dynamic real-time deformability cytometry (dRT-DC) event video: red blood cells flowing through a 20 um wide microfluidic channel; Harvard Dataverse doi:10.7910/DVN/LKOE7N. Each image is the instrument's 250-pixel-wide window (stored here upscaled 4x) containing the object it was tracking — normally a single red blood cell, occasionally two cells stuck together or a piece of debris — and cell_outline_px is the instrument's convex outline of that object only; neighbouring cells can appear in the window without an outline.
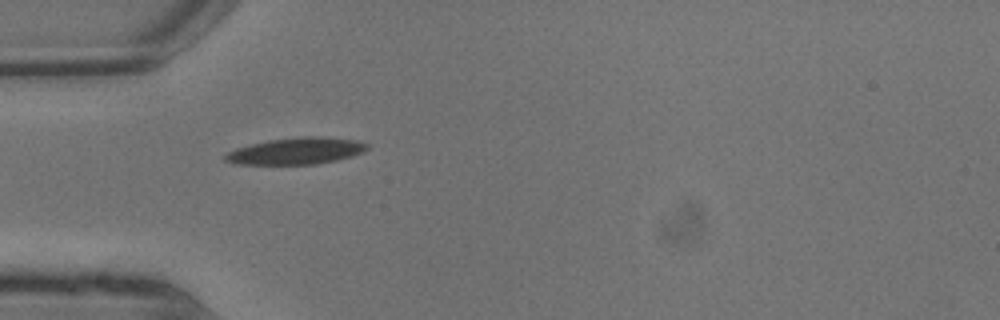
{"species": "common noctule bat (a hibernating species)", "species_latin": "Nyctalus noctula", "temperature_condition": "warm", "stored_images_in_passage": 2, "camera_frame_rate_fps": 3000, "um_per_image_px": 0.085, "animal": {"sex": "male", "body_mass_g": 13.3}, "frame": {"image": 1, "passage_image": 1, "time_ms": 0.0, "image_size_px": [1000, 320], "cell_outline_px": [[368, 148], [364, 152], [352, 156], [336, 160], [316, 164], [232, 164], [224, 160], [224, 156], [228, 152], [236, 148], [268, 140], [300, 136], [320, 136], [356, 140], [368, 144]], "centroid_in_image_um": [25.18, 12.83], "position_along_channel_um": 59.8, "area_um2": 22.08}}
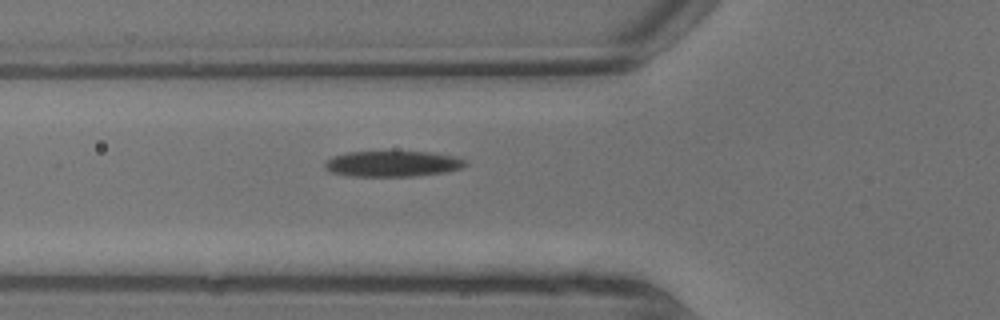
{"frame": {"image": 2, "passage_image": 2, "time_ms": 0.333, "image_size_px": [1000, 320], "cell_outline_px": [[468, 164], [460, 168], [444, 172], [416, 176], [348, 176], [328, 172], [324, 168], [324, 160], [332, 156], [348, 152], [432, 152], [456, 156], [468, 160]], "centroid_in_image_um": [33.34, 13.92], "position_along_channel_um": 92.5, "area_um2": 21.39}}